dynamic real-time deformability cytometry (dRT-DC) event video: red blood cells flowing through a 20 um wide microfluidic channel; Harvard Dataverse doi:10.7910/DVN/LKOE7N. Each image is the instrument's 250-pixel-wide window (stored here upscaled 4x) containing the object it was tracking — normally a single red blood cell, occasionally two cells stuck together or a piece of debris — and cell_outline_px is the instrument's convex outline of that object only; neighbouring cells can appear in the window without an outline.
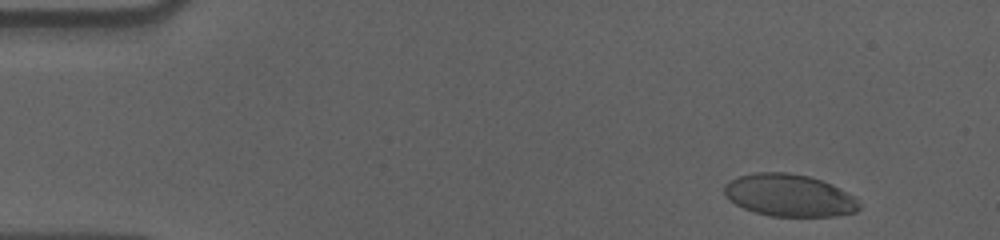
{"species": "human", "species_latin": "Homo sapiens", "temperature_condition": "cold", "stored_images_in_passage": 55, "camera_frame_rate_fps": 3000, "um_per_image_px": 0.085, "donor": {"sex": "male"}, "frame": {"image": 1, "passage_image": 4, "time_ms": 1.0, "image_size_px": [1000, 240], "cell_outline_px": [[860, 208], [856, 212], [836, 216], [772, 216], [756, 212], [744, 208], [736, 204], [724, 196], [724, 184], [728, 180], [740, 176], [756, 172], [788, 172], [808, 176], [832, 184], [856, 196], [860, 204]], "centroid_in_image_um": [67.1, 16.6], "position_along_channel_um": 17.9, "area_um2": 33.41}}
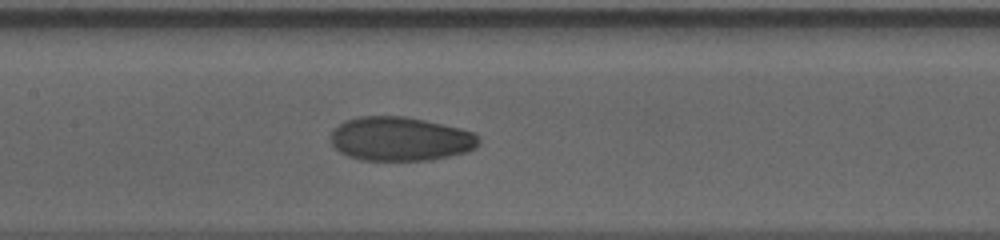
{"frame": {"image": 2, "passage_image": 26, "time_ms": 8.333, "image_size_px": [1000, 240], "cell_outline_px": [[480, 144], [476, 148], [468, 152], [432, 160], [360, 160], [348, 156], [340, 152], [332, 144], [332, 132], [344, 120], [360, 116], [404, 116], [424, 120], [460, 128], [472, 132], [480, 136]], "centroid_in_image_um": [34.07, 11.81], "position_along_channel_um": 173.3, "area_um2": 38.09}}
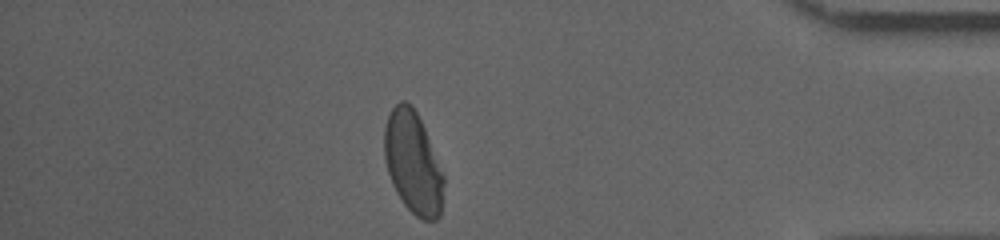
{"frame": {"image": 3, "passage_image": 48, "time_ms": 15.667, "image_size_px": [1000, 240], "cell_outline_px": [[444, 184], [440, 216], [436, 220], [424, 220], [416, 216], [404, 204], [396, 192], [392, 184], [388, 172], [384, 156], [384, 128], [388, 116], [392, 108], [400, 100], [404, 100], [412, 104], [424, 128], [444, 176]], "centroid_in_image_um": [35.09, 13.83], "position_along_channel_um": 400.1, "area_um2": 35.14}, "authors_computed_cell_mechanics": {"area_um2": 36.6452, "velocity_mm_per_s": 3.5833, "shape_relaxation_time_tau1_ms": 6.2889, "shape_relaxation_time_tau2_ms": 1.8427, "deformation_change_tau1": 0.1817, "deformation_change_tau2": 0.0518}}